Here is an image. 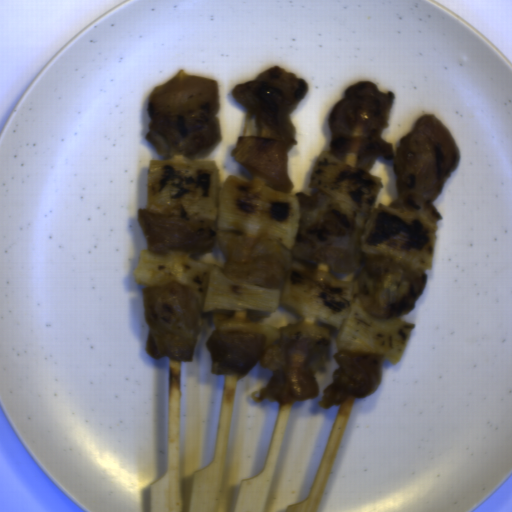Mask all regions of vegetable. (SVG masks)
Instances as JSON below:
<instances>
[{"instance_id":"1","label":"vegetable","mask_w":512,"mask_h":512,"mask_svg":"<svg viewBox=\"0 0 512 512\" xmlns=\"http://www.w3.org/2000/svg\"><path fill=\"white\" fill-rule=\"evenodd\" d=\"M133 278L148 285L178 282L195 291L208 312L285 307L334 325L339 350L383 355L392 364L403 357L416 326L397 316H371L361 307L356 280L336 278L299 261H291L282 290L230 280L218 265L152 250H141Z\"/></svg>"},{"instance_id":"3","label":"vegetable","mask_w":512,"mask_h":512,"mask_svg":"<svg viewBox=\"0 0 512 512\" xmlns=\"http://www.w3.org/2000/svg\"><path fill=\"white\" fill-rule=\"evenodd\" d=\"M382 179L322 150L313 163L309 188L337 197L364 214L361 244L368 254L404 257L410 271L430 269L437 222L425 214L375 206Z\"/></svg>"},{"instance_id":"2","label":"vegetable","mask_w":512,"mask_h":512,"mask_svg":"<svg viewBox=\"0 0 512 512\" xmlns=\"http://www.w3.org/2000/svg\"><path fill=\"white\" fill-rule=\"evenodd\" d=\"M148 210L208 219L250 238H272L294 250L300 224L296 196L229 175L220 185L214 160L155 159L147 170Z\"/></svg>"}]
</instances>
